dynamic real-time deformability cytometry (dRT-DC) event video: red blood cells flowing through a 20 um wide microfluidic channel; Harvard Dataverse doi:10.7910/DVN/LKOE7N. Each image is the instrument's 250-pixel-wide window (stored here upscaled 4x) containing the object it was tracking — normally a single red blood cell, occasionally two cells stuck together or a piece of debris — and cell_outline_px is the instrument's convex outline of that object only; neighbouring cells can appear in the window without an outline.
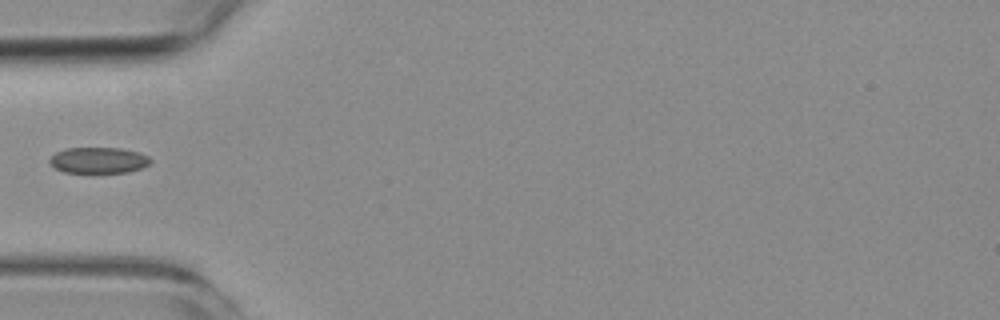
{"species": "common noctule bat (a hibernating species)", "species_latin": "Nyctalus noctula", "temperature_condition": "room temperature", "stored_images_in_passage": 4, "camera_frame_rate_fps": 3000, "um_per_image_px": 0.085, "animal": {"sex": "female", "body_mass_g": 19.3, "forearm_length_mm": 54.1}, "frame": {"image": 1, "passage_image": 4, "time_ms": 3.667, "image_size_px": [1000, 320], "cell_outline_px": [[152, 160], [148, 164], [140, 168], [128, 172], [64, 172], [56, 168], [48, 160], [56, 152], [64, 148], [120, 148], [140, 152], [148, 156]], "centroid_in_image_um": [8.38, 13.61], "position_along_channel_um": 76.6, "area_um2": 15.14}}